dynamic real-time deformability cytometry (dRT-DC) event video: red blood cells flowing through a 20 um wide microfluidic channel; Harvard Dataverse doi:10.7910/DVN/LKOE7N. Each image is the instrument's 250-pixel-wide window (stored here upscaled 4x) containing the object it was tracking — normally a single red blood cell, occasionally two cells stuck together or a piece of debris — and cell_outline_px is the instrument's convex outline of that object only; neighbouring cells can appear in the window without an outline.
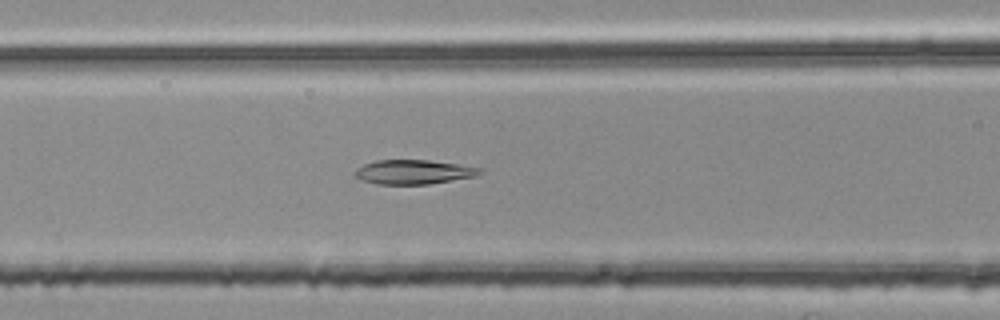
{"species": "common noctule bat (a hibernating species)", "species_latin": "Nyctalus noctula", "temperature_condition": "room temperature", "stored_images_in_passage": 45, "camera_frame_rate_fps": 3000, "um_per_image_px": 0.085, "animal": {"sex": "female", "body_mass_g": 25.1}, "frame": {"image": 1, "passage_image": 13, "time_ms": 4.0, "image_size_px": [1000, 320], "cell_outline_px": [[484, 172], [476, 176], [428, 184], [376, 184], [364, 180], [356, 176], [356, 168], [364, 164], [376, 160], [428, 160], [484, 168]], "centroid_in_image_um": [35.2, 14.61], "position_along_channel_um": 131.4, "area_um2": 17.57}}
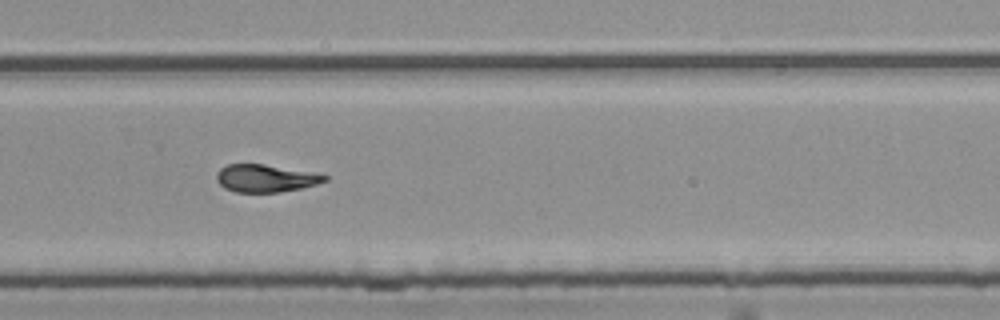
{"frame": {"image": 2, "passage_image": 27, "time_ms": 8.667, "image_size_px": [1000, 320], "cell_outline_px": [[328, 180], [316, 184], [300, 188], [280, 192], [236, 192], [224, 188], [216, 180], [216, 172], [220, 168], [228, 164], [264, 164], [328, 176]], "centroid_in_image_um": [22.5, 15.16], "position_along_channel_um": 307.3, "area_um2": 17.11}}
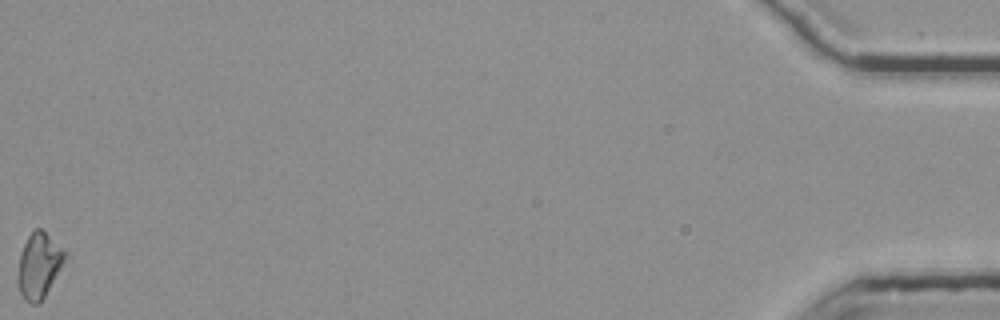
{"frame": {"image": 3, "passage_image": 45, "time_ms": 14.667, "image_size_px": [1000, 320], "cell_outline_px": [[64, 260], [44, 296], [36, 304], [32, 304], [24, 300], [20, 292], [20, 256], [24, 244], [28, 236], [36, 228], [40, 228], [64, 248]], "centroid_in_image_um": [3.32, 22.53], "position_along_channel_um": 431.9, "area_um2": 16.88}, "authors_computed_cell_mechanics": {"area_um2": 17.9758, "velocity_mm_per_s": 3.7775, "shape_relaxation_time_tau1_ms": 10.065, "shape_relaxation_time_tau2_ms": 2.845, "deformation_change_tau1": 0.2373, "deformation_change_tau2": 0.0824}}